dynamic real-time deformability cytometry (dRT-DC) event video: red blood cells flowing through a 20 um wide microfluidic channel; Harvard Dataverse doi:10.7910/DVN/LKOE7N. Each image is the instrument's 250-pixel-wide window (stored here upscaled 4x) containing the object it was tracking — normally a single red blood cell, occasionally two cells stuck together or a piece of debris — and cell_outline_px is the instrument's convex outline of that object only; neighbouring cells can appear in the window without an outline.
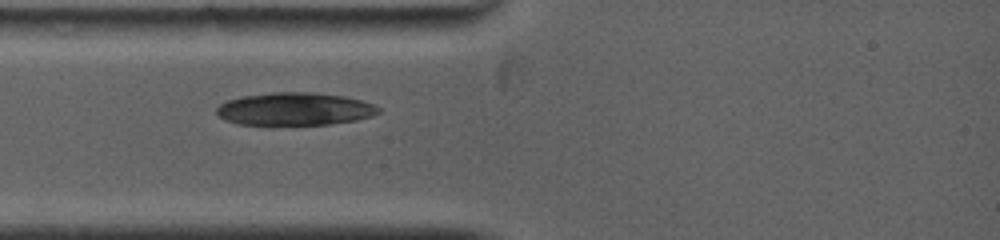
{"species": "common noctule bat (a hibernating species)", "species_latin": "Nyctalus noctula", "temperature_condition": "warm", "stored_images_in_passage": 54, "camera_frame_rate_fps": 5000, "um_per_image_px": 0.085, "animal": {"sex": "female", "body_mass_g": 19.0, "forearm_length_mm": 53.3}, "frame": {"image": 1, "passage_image": 1, "time_ms": 0.0, "image_size_px": [1000, 240], "cell_outline_px": [[380, 112], [372, 116], [356, 120], [328, 124], [268, 128], [236, 124], [224, 120], [216, 112], [216, 108], [220, 104], [228, 100], [244, 96], [272, 92], [316, 92], [344, 96], [360, 100], [372, 104], [380, 108]], "centroid_in_image_um": [24.99, 9.31], "position_along_channel_um": 60.0, "area_um2": 32.08}}
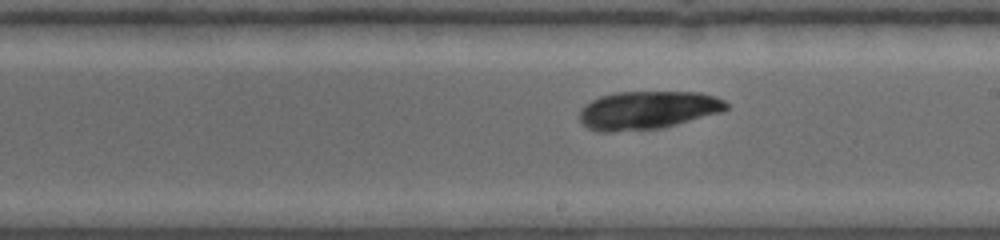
{"frame": {"image": 2, "passage_image": 24, "time_ms": 4.4, "image_size_px": [1000, 240], "cell_outline_px": [[728, 108], [724, 112], [660, 128], [612, 132], [596, 132], [580, 124], [580, 108], [584, 104], [600, 96], [616, 92], [700, 92], [716, 96], [724, 100], [728, 104]], "centroid_in_image_um": [55.04, 9.36], "position_along_channel_um": 234.0, "area_um2": 33.0}}
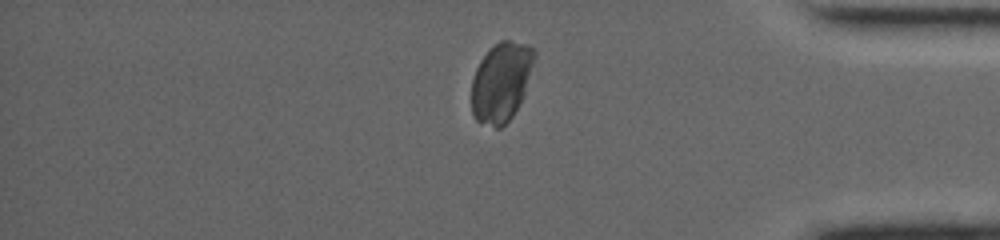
{"frame": {"image": 3, "passage_image": 47, "time_ms": 9.0, "image_size_px": [1000, 240], "cell_outline_px": [[536, 56], [524, 92], [512, 116], [500, 128], [496, 128], [476, 120], [472, 112], [472, 80], [476, 68], [480, 60], [500, 40], [508, 40], [524, 44], [532, 48], [536, 52]], "centroid_in_image_um": [42.59, 6.96], "position_along_channel_um": 392.6, "area_um2": 28.5}}